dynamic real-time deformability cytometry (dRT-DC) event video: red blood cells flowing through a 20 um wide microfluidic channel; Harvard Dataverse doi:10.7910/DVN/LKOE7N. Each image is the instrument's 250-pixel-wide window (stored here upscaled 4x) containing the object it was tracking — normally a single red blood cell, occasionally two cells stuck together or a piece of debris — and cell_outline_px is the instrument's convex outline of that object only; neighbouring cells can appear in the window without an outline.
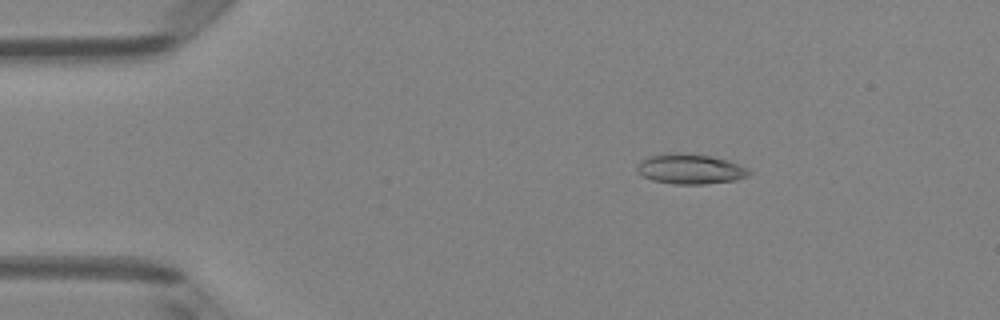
{"species": "Egyptian fruit bat (a non-hibernating species)", "species_latin": "Rousettus aegyptiacus", "temperature_condition": "room temperature", "stored_images_in_passage": 46, "camera_frame_rate_fps": 3000, "um_per_image_px": 0.085, "animal": {"sex": "female"}, "frame": {"image": 1, "passage_image": 5, "time_ms": 1.333, "image_size_px": [1000, 320], "cell_outline_px": [[752, 172], [748, 176], [736, 180], [704, 184], [672, 184], [652, 180], [636, 172], [636, 164], [640, 160], [648, 156], [660, 152], [688, 152], [712, 156], [728, 160], [748, 168]], "centroid_in_image_um": [58.63, 14.34], "position_along_channel_um": 26.4, "area_um2": 20.23}}
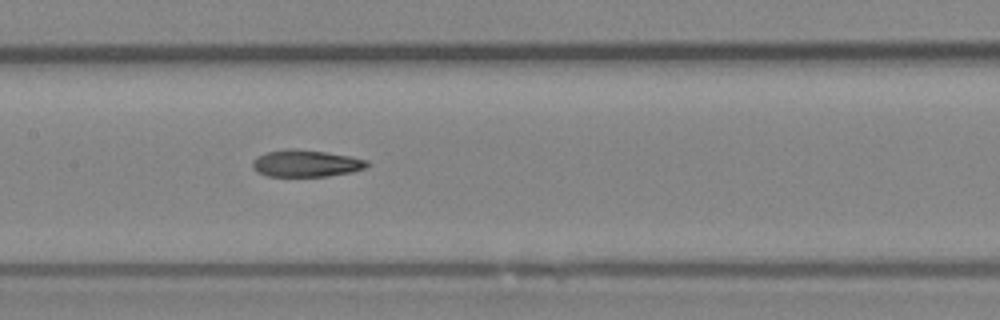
{"frame": {"image": 2, "passage_image": 21, "time_ms": 6.667, "image_size_px": [1000, 320], "cell_outline_px": [[372, 164], [364, 168], [352, 172], [328, 176], [268, 176], [256, 172], [252, 168], [252, 160], [256, 156], [268, 152], [284, 148], [296, 148], [324, 152], [348, 156], [368, 160]], "centroid_in_image_um": [25.98, 13.88], "position_along_channel_um": 181.4, "area_um2": 18.15}}
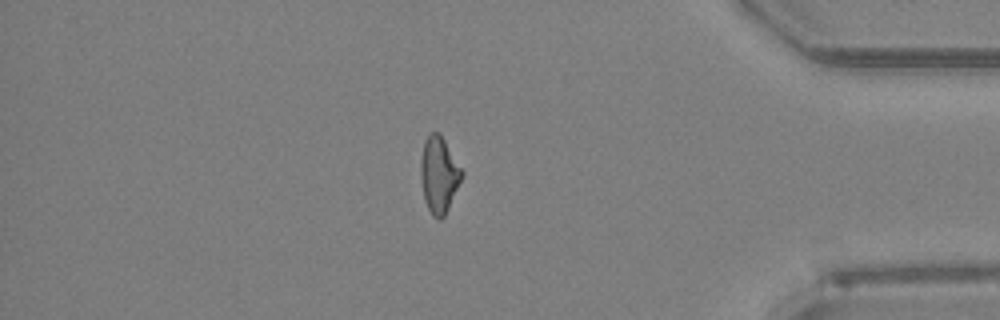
{"frame": {"image": 3, "passage_image": 39, "time_ms": 12.667, "image_size_px": [1000, 320], "cell_outline_px": [[464, 176], [444, 216], [440, 220], [432, 216], [424, 200], [420, 176], [420, 160], [424, 140], [432, 132], [440, 132], [464, 172]], "centroid_in_image_um": [37.31, 14.84], "position_along_channel_um": 397.9, "area_um2": 18.5}, "authors_computed_cell_mechanics": {"area_um2": 18.4671, "velocity_mm_per_s": 4.1419, "shape_relaxation_time_tau1_ms": null, "shape_relaxation_time_tau2_ms": 2.6023, "deformation_change_tau1": null, "deformation_change_tau2": 0.0959}}